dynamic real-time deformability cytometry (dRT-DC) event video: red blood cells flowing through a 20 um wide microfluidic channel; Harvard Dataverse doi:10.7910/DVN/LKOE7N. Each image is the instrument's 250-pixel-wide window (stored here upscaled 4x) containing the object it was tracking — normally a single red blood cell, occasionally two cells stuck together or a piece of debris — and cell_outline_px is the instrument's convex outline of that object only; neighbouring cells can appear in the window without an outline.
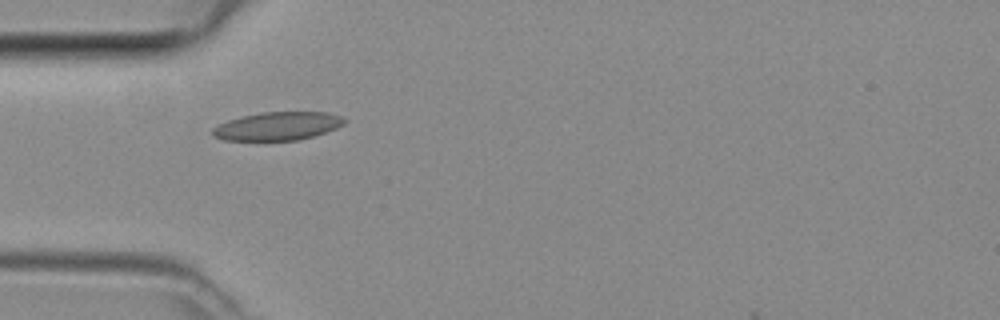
{"species": "common noctule bat (a hibernating species)", "species_latin": "Nyctalus noctula", "temperature_condition": "room temperature", "stored_images_in_passage": 6, "camera_frame_rate_fps": 3000, "um_per_image_px": 0.085, "animal": {"sex": "female", "body_mass_g": 29.2, "forearm_length_mm": 56.3}, "frame": {"image": 1, "passage_image": 5, "time_ms": 1.333, "image_size_px": [1000, 320], "cell_outline_px": [[348, 120], [344, 124], [336, 128], [312, 136], [296, 140], [224, 140], [212, 136], [212, 128], [228, 120], [240, 116], [260, 112], [328, 112], [340, 116]], "centroid_in_image_um": [23.58, 10.71], "position_along_channel_um": 61.4, "area_um2": 21.68}}
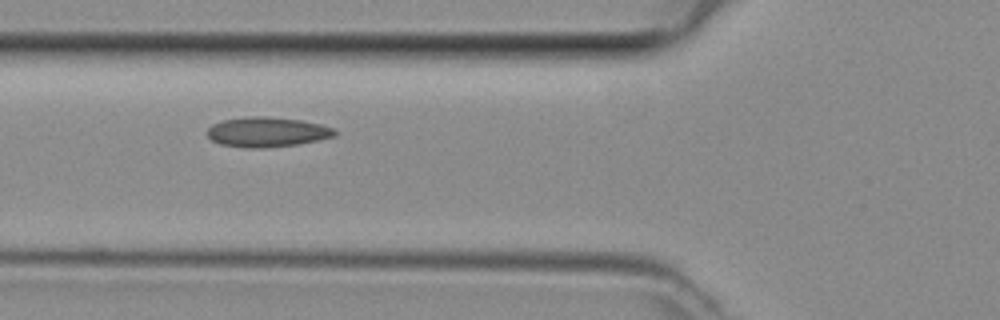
{"frame": {"image": 2, "passage_image": 6, "time_ms": 1.667, "image_size_px": [1000, 320], "cell_outline_px": [[336, 136], [320, 140], [300, 144], [268, 148], [244, 148], [220, 144], [212, 140], [204, 132], [212, 124], [224, 120], [248, 116], [268, 116], [300, 120], [320, 124], [336, 128]], "centroid_in_image_um": [22.71, 11.23], "position_along_channel_um": 103.1, "area_um2": 22.6}}